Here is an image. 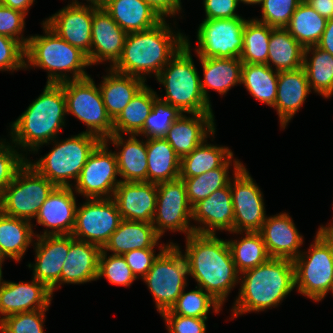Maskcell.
Here are the masks:
<instances>
[{
  "mask_svg": "<svg viewBox=\"0 0 333 333\" xmlns=\"http://www.w3.org/2000/svg\"><path fill=\"white\" fill-rule=\"evenodd\" d=\"M185 239V252L182 253L187 261L189 276L224 306L240 279L227 239L199 233L190 234Z\"/></svg>",
  "mask_w": 333,
  "mask_h": 333,
  "instance_id": "obj_1",
  "label": "cell"
},
{
  "mask_svg": "<svg viewBox=\"0 0 333 333\" xmlns=\"http://www.w3.org/2000/svg\"><path fill=\"white\" fill-rule=\"evenodd\" d=\"M66 97L62 84L46 83L43 92L10 124V141L27 157L61 134L66 124ZM26 152V154L24 153Z\"/></svg>",
  "mask_w": 333,
  "mask_h": 333,
  "instance_id": "obj_2",
  "label": "cell"
},
{
  "mask_svg": "<svg viewBox=\"0 0 333 333\" xmlns=\"http://www.w3.org/2000/svg\"><path fill=\"white\" fill-rule=\"evenodd\" d=\"M166 19L156 26L128 33L122 56L112 67L115 72L139 77L145 82L148 75L155 78L185 44L186 34L175 31Z\"/></svg>",
  "mask_w": 333,
  "mask_h": 333,
  "instance_id": "obj_3",
  "label": "cell"
},
{
  "mask_svg": "<svg viewBox=\"0 0 333 333\" xmlns=\"http://www.w3.org/2000/svg\"><path fill=\"white\" fill-rule=\"evenodd\" d=\"M240 289L232 306L231 319L249 312L276 308L295 288L292 259L270 258L240 274Z\"/></svg>",
  "mask_w": 333,
  "mask_h": 333,
  "instance_id": "obj_4",
  "label": "cell"
},
{
  "mask_svg": "<svg viewBox=\"0 0 333 333\" xmlns=\"http://www.w3.org/2000/svg\"><path fill=\"white\" fill-rule=\"evenodd\" d=\"M41 25L44 35L29 36L25 47V70L33 67L46 70V83L53 84L89 77L85 69L91 67L87 55L63 40L44 22Z\"/></svg>",
  "mask_w": 333,
  "mask_h": 333,
  "instance_id": "obj_5",
  "label": "cell"
},
{
  "mask_svg": "<svg viewBox=\"0 0 333 333\" xmlns=\"http://www.w3.org/2000/svg\"><path fill=\"white\" fill-rule=\"evenodd\" d=\"M191 54L190 40L185 36V44L155 79L165 87V96L161 94L158 98L178 108L183 114L213 113L212 105L202 93L201 77Z\"/></svg>",
  "mask_w": 333,
  "mask_h": 333,
  "instance_id": "obj_6",
  "label": "cell"
},
{
  "mask_svg": "<svg viewBox=\"0 0 333 333\" xmlns=\"http://www.w3.org/2000/svg\"><path fill=\"white\" fill-rule=\"evenodd\" d=\"M101 142L100 138L86 132L60 141L57 137L49 142L53 145L50 152L34 162L27 158V163L56 187H72L71 181L76 182L89 156Z\"/></svg>",
  "mask_w": 333,
  "mask_h": 333,
  "instance_id": "obj_7",
  "label": "cell"
},
{
  "mask_svg": "<svg viewBox=\"0 0 333 333\" xmlns=\"http://www.w3.org/2000/svg\"><path fill=\"white\" fill-rule=\"evenodd\" d=\"M187 261L178 244H170L154 261L142 278L146 283L160 315L176 303L188 286Z\"/></svg>",
  "mask_w": 333,
  "mask_h": 333,
  "instance_id": "obj_8",
  "label": "cell"
},
{
  "mask_svg": "<svg viewBox=\"0 0 333 333\" xmlns=\"http://www.w3.org/2000/svg\"><path fill=\"white\" fill-rule=\"evenodd\" d=\"M295 287L298 293L322 301L333 284V252L329 243L316 231L308 251L294 260Z\"/></svg>",
  "mask_w": 333,
  "mask_h": 333,
  "instance_id": "obj_9",
  "label": "cell"
},
{
  "mask_svg": "<svg viewBox=\"0 0 333 333\" xmlns=\"http://www.w3.org/2000/svg\"><path fill=\"white\" fill-rule=\"evenodd\" d=\"M55 188L26 161L1 194V212L31 222Z\"/></svg>",
  "mask_w": 333,
  "mask_h": 333,
  "instance_id": "obj_10",
  "label": "cell"
},
{
  "mask_svg": "<svg viewBox=\"0 0 333 333\" xmlns=\"http://www.w3.org/2000/svg\"><path fill=\"white\" fill-rule=\"evenodd\" d=\"M66 97L67 115L86 124V133L105 141L113 135V121L108 116L99 90L91 75L61 83Z\"/></svg>",
  "mask_w": 333,
  "mask_h": 333,
  "instance_id": "obj_11",
  "label": "cell"
},
{
  "mask_svg": "<svg viewBox=\"0 0 333 333\" xmlns=\"http://www.w3.org/2000/svg\"><path fill=\"white\" fill-rule=\"evenodd\" d=\"M232 171L230 187L234 221L233 232L230 233L259 232L267 216L263 193L245 165Z\"/></svg>",
  "mask_w": 333,
  "mask_h": 333,
  "instance_id": "obj_12",
  "label": "cell"
},
{
  "mask_svg": "<svg viewBox=\"0 0 333 333\" xmlns=\"http://www.w3.org/2000/svg\"><path fill=\"white\" fill-rule=\"evenodd\" d=\"M247 19L203 20L197 29L198 58H239L243 49V29Z\"/></svg>",
  "mask_w": 333,
  "mask_h": 333,
  "instance_id": "obj_13",
  "label": "cell"
},
{
  "mask_svg": "<svg viewBox=\"0 0 333 333\" xmlns=\"http://www.w3.org/2000/svg\"><path fill=\"white\" fill-rule=\"evenodd\" d=\"M115 151L102 141L91 153L74 184L76 194L86 199L112 198L121 180ZM75 187V188H74Z\"/></svg>",
  "mask_w": 333,
  "mask_h": 333,
  "instance_id": "obj_14",
  "label": "cell"
},
{
  "mask_svg": "<svg viewBox=\"0 0 333 333\" xmlns=\"http://www.w3.org/2000/svg\"><path fill=\"white\" fill-rule=\"evenodd\" d=\"M122 220L112 198L86 199L85 203L76 208L75 226L71 235L102 249Z\"/></svg>",
  "mask_w": 333,
  "mask_h": 333,
  "instance_id": "obj_15",
  "label": "cell"
},
{
  "mask_svg": "<svg viewBox=\"0 0 333 333\" xmlns=\"http://www.w3.org/2000/svg\"><path fill=\"white\" fill-rule=\"evenodd\" d=\"M192 206L187 199L186 187L179 178L157 184V203L152 225L161 237L168 230L182 232L185 237L194 233Z\"/></svg>",
  "mask_w": 333,
  "mask_h": 333,
  "instance_id": "obj_16",
  "label": "cell"
},
{
  "mask_svg": "<svg viewBox=\"0 0 333 333\" xmlns=\"http://www.w3.org/2000/svg\"><path fill=\"white\" fill-rule=\"evenodd\" d=\"M35 263H28L33 278L45 284L54 294L61 287V272L69 252V235L36 236ZM36 241V242H35Z\"/></svg>",
  "mask_w": 333,
  "mask_h": 333,
  "instance_id": "obj_17",
  "label": "cell"
},
{
  "mask_svg": "<svg viewBox=\"0 0 333 333\" xmlns=\"http://www.w3.org/2000/svg\"><path fill=\"white\" fill-rule=\"evenodd\" d=\"M93 15V5L68 3L43 22L63 40L88 56L92 40Z\"/></svg>",
  "mask_w": 333,
  "mask_h": 333,
  "instance_id": "obj_18",
  "label": "cell"
},
{
  "mask_svg": "<svg viewBox=\"0 0 333 333\" xmlns=\"http://www.w3.org/2000/svg\"><path fill=\"white\" fill-rule=\"evenodd\" d=\"M127 34L102 7L94 6L91 48L87 56L90 65L109 61L112 68L122 56Z\"/></svg>",
  "mask_w": 333,
  "mask_h": 333,
  "instance_id": "obj_19",
  "label": "cell"
},
{
  "mask_svg": "<svg viewBox=\"0 0 333 333\" xmlns=\"http://www.w3.org/2000/svg\"><path fill=\"white\" fill-rule=\"evenodd\" d=\"M52 291L37 279L29 282L1 280L0 321L17 313L47 309L53 299Z\"/></svg>",
  "mask_w": 333,
  "mask_h": 333,
  "instance_id": "obj_20",
  "label": "cell"
},
{
  "mask_svg": "<svg viewBox=\"0 0 333 333\" xmlns=\"http://www.w3.org/2000/svg\"><path fill=\"white\" fill-rule=\"evenodd\" d=\"M77 205L72 187H56L35 218L37 224L46 229L35 236L71 235L75 226Z\"/></svg>",
  "mask_w": 333,
  "mask_h": 333,
  "instance_id": "obj_21",
  "label": "cell"
},
{
  "mask_svg": "<svg viewBox=\"0 0 333 333\" xmlns=\"http://www.w3.org/2000/svg\"><path fill=\"white\" fill-rule=\"evenodd\" d=\"M192 220L198 224L193 225L194 233L216 235V231L233 232L234 208L230 184L194 204Z\"/></svg>",
  "mask_w": 333,
  "mask_h": 333,
  "instance_id": "obj_22",
  "label": "cell"
},
{
  "mask_svg": "<svg viewBox=\"0 0 333 333\" xmlns=\"http://www.w3.org/2000/svg\"><path fill=\"white\" fill-rule=\"evenodd\" d=\"M188 115V116H187ZM175 120L164 139L182 159L216 132L213 113H190Z\"/></svg>",
  "mask_w": 333,
  "mask_h": 333,
  "instance_id": "obj_23",
  "label": "cell"
},
{
  "mask_svg": "<svg viewBox=\"0 0 333 333\" xmlns=\"http://www.w3.org/2000/svg\"><path fill=\"white\" fill-rule=\"evenodd\" d=\"M112 199L123 220L152 223L157 203V184L120 182Z\"/></svg>",
  "mask_w": 333,
  "mask_h": 333,
  "instance_id": "obj_24",
  "label": "cell"
},
{
  "mask_svg": "<svg viewBox=\"0 0 333 333\" xmlns=\"http://www.w3.org/2000/svg\"><path fill=\"white\" fill-rule=\"evenodd\" d=\"M259 232L271 258L294 260L302 252L303 236L286 212L266 216Z\"/></svg>",
  "mask_w": 333,
  "mask_h": 333,
  "instance_id": "obj_25",
  "label": "cell"
},
{
  "mask_svg": "<svg viewBox=\"0 0 333 333\" xmlns=\"http://www.w3.org/2000/svg\"><path fill=\"white\" fill-rule=\"evenodd\" d=\"M311 89L303 67L292 71L278 72L277 95L275 105L280 127L288 126L293 116L300 110Z\"/></svg>",
  "mask_w": 333,
  "mask_h": 333,
  "instance_id": "obj_26",
  "label": "cell"
},
{
  "mask_svg": "<svg viewBox=\"0 0 333 333\" xmlns=\"http://www.w3.org/2000/svg\"><path fill=\"white\" fill-rule=\"evenodd\" d=\"M161 238L152 223L122 220L102 250L112 252V255H123L131 250L155 249L156 246L159 250H165L170 244H174H159Z\"/></svg>",
  "mask_w": 333,
  "mask_h": 333,
  "instance_id": "obj_27",
  "label": "cell"
},
{
  "mask_svg": "<svg viewBox=\"0 0 333 333\" xmlns=\"http://www.w3.org/2000/svg\"><path fill=\"white\" fill-rule=\"evenodd\" d=\"M101 248L69 235V252L61 272V284H84L96 281Z\"/></svg>",
  "mask_w": 333,
  "mask_h": 333,
  "instance_id": "obj_28",
  "label": "cell"
},
{
  "mask_svg": "<svg viewBox=\"0 0 333 333\" xmlns=\"http://www.w3.org/2000/svg\"><path fill=\"white\" fill-rule=\"evenodd\" d=\"M136 137L128 135V140H125L124 135L113 134L105 140L107 144L112 143L117 150L120 149L115 154L121 182H147L146 140Z\"/></svg>",
  "mask_w": 333,
  "mask_h": 333,
  "instance_id": "obj_29",
  "label": "cell"
},
{
  "mask_svg": "<svg viewBox=\"0 0 333 333\" xmlns=\"http://www.w3.org/2000/svg\"><path fill=\"white\" fill-rule=\"evenodd\" d=\"M102 8L127 33L150 29L163 20L144 0H106Z\"/></svg>",
  "mask_w": 333,
  "mask_h": 333,
  "instance_id": "obj_30",
  "label": "cell"
},
{
  "mask_svg": "<svg viewBox=\"0 0 333 333\" xmlns=\"http://www.w3.org/2000/svg\"><path fill=\"white\" fill-rule=\"evenodd\" d=\"M99 86L108 116L114 121L137 92L146 84L139 77L125 75L108 68Z\"/></svg>",
  "mask_w": 333,
  "mask_h": 333,
  "instance_id": "obj_31",
  "label": "cell"
},
{
  "mask_svg": "<svg viewBox=\"0 0 333 333\" xmlns=\"http://www.w3.org/2000/svg\"><path fill=\"white\" fill-rule=\"evenodd\" d=\"M203 68V79L200 78L202 93L211 104L209 89L219 95L227 92L236 85H241L242 66L240 58H198Z\"/></svg>",
  "mask_w": 333,
  "mask_h": 333,
  "instance_id": "obj_32",
  "label": "cell"
},
{
  "mask_svg": "<svg viewBox=\"0 0 333 333\" xmlns=\"http://www.w3.org/2000/svg\"><path fill=\"white\" fill-rule=\"evenodd\" d=\"M34 224L10 217L0 212V259L10 258L20 262L30 245L34 243Z\"/></svg>",
  "mask_w": 333,
  "mask_h": 333,
  "instance_id": "obj_33",
  "label": "cell"
},
{
  "mask_svg": "<svg viewBox=\"0 0 333 333\" xmlns=\"http://www.w3.org/2000/svg\"><path fill=\"white\" fill-rule=\"evenodd\" d=\"M147 182L159 184L180 178L181 159L164 138H148Z\"/></svg>",
  "mask_w": 333,
  "mask_h": 333,
  "instance_id": "obj_34",
  "label": "cell"
},
{
  "mask_svg": "<svg viewBox=\"0 0 333 333\" xmlns=\"http://www.w3.org/2000/svg\"><path fill=\"white\" fill-rule=\"evenodd\" d=\"M305 48L285 29L274 28L269 39L267 65L277 72L303 67ZM273 66V67H272Z\"/></svg>",
  "mask_w": 333,
  "mask_h": 333,
  "instance_id": "obj_35",
  "label": "cell"
},
{
  "mask_svg": "<svg viewBox=\"0 0 333 333\" xmlns=\"http://www.w3.org/2000/svg\"><path fill=\"white\" fill-rule=\"evenodd\" d=\"M158 96L157 92L145 84L113 121V134L137 135Z\"/></svg>",
  "mask_w": 333,
  "mask_h": 333,
  "instance_id": "obj_36",
  "label": "cell"
},
{
  "mask_svg": "<svg viewBox=\"0 0 333 333\" xmlns=\"http://www.w3.org/2000/svg\"><path fill=\"white\" fill-rule=\"evenodd\" d=\"M311 53V54H310ZM312 55V56H309ZM303 68L307 75L310 89L329 98L333 95V55L317 45L304 50Z\"/></svg>",
  "mask_w": 333,
  "mask_h": 333,
  "instance_id": "obj_37",
  "label": "cell"
},
{
  "mask_svg": "<svg viewBox=\"0 0 333 333\" xmlns=\"http://www.w3.org/2000/svg\"><path fill=\"white\" fill-rule=\"evenodd\" d=\"M232 165L234 168H242L244 166L239 159H234L233 154L221 167L195 177L180 178L185 184L189 204L193 206L216 190L229 185L233 178V176H229V169Z\"/></svg>",
  "mask_w": 333,
  "mask_h": 333,
  "instance_id": "obj_38",
  "label": "cell"
},
{
  "mask_svg": "<svg viewBox=\"0 0 333 333\" xmlns=\"http://www.w3.org/2000/svg\"><path fill=\"white\" fill-rule=\"evenodd\" d=\"M207 141L181 159L180 178L195 177L221 167L234 154L227 146L208 144Z\"/></svg>",
  "mask_w": 333,
  "mask_h": 333,
  "instance_id": "obj_39",
  "label": "cell"
},
{
  "mask_svg": "<svg viewBox=\"0 0 333 333\" xmlns=\"http://www.w3.org/2000/svg\"><path fill=\"white\" fill-rule=\"evenodd\" d=\"M278 72L267 64H248L242 66L241 85L261 103L273 107L277 95Z\"/></svg>",
  "mask_w": 333,
  "mask_h": 333,
  "instance_id": "obj_40",
  "label": "cell"
},
{
  "mask_svg": "<svg viewBox=\"0 0 333 333\" xmlns=\"http://www.w3.org/2000/svg\"><path fill=\"white\" fill-rule=\"evenodd\" d=\"M327 19L305 0L294 11L285 29L304 47L315 46L326 28Z\"/></svg>",
  "mask_w": 333,
  "mask_h": 333,
  "instance_id": "obj_41",
  "label": "cell"
},
{
  "mask_svg": "<svg viewBox=\"0 0 333 333\" xmlns=\"http://www.w3.org/2000/svg\"><path fill=\"white\" fill-rule=\"evenodd\" d=\"M237 271L255 268L271 257L260 232H244L240 239L227 240Z\"/></svg>",
  "mask_w": 333,
  "mask_h": 333,
  "instance_id": "obj_42",
  "label": "cell"
},
{
  "mask_svg": "<svg viewBox=\"0 0 333 333\" xmlns=\"http://www.w3.org/2000/svg\"><path fill=\"white\" fill-rule=\"evenodd\" d=\"M273 27L252 18L243 29V49L240 59L243 64H267L269 39Z\"/></svg>",
  "mask_w": 333,
  "mask_h": 333,
  "instance_id": "obj_43",
  "label": "cell"
},
{
  "mask_svg": "<svg viewBox=\"0 0 333 333\" xmlns=\"http://www.w3.org/2000/svg\"><path fill=\"white\" fill-rule=\"evenodd\" d=\"M195 288V290L187 292L184 289L171 309L164 311L162 314L208 318L211 308L215 314H218L222 310V305L209 293L205 292L199 286Z\"/></svg>",
  "mask_w": 333,
  "mask_h": 333,
  "instance_id": "obj_44",
  "label": "cell"
},
{
  "mask_svg": "<svg viewBox=\"0 0 333 333\" xmlns=\"http://www.w3.org/2000/svg\"><path fill=\"white\" fill-rule=\"evenodd\" d=\"M181 115L183 113L178 108L157 98L154 101L152 111L137 136H144L146 139L164 138L172 123Z\"/></svg>",
  "mask_w": 333,
  "mask_h": 333,
  "instance_id": "obj_45",
  "label": "cell"
},
{
  "mask_svg": "<svg viewBox=\"0 0 333 333\" xmlns=\"http://www.w3.org/2000/svg\"><path fill=\"white\" fill-rule=\"evenodd\" d=\"M101 249L97 280L105 277L110 284L130 287L137 279L122 255H108Z\"/></svg>",
  "mask_w": 333,
  "mask_h": 333,
  "instance_id": "obj_46",
  "label": "cell"
},
{
  "mask_svg": "<svg viewBox=\"0 0 333 333\" xmlns=\"http://www.w3.org/2000/svg\"><path fill=\"white\" fill-rule=\"evenodd\" d=\"M47 309L9 315L0 321V333H45Z\"/></svg>",
  "mask_w": 333,
  "mask_h": 333,
  "instance_id": "obj_47",
  "label": "cell"
},
{
  "mask_svg": "<svg viewBox=\"0 0 333 333\" xmlns=\"http://www.w3.org/2000/svg\"><path fill=\"white\" fill-rule=\"evenodd\" d=\"M303 0H260L261 18H254L273 28H285Z\"/></svg>",
  "mask_w": 333,
  "mask_h": 333,
  "instance_id": "obj_48",
  "label": "cell"
},
{
  "mask_svg": "<svg viewBox=\"0 0 333 333\" xmlns=\"http://www.w3.org/2000/svg\"><path fill=\"white\" fill-rule=\"evenodd\" d=\"M18 150L11 141L0 139V194L27 161V157Z\"/></svg>",
  "mask_w": 333,
  "mask_h": 333,
  "instance_id": "obj_49",
  "label": "cell"
},
{
  "mask_svg": "<svg viewBox=\"0 0 333 333\" xmlns=\"http://www.w3.org/2000/svg\"><path fill=\"white\" fill-rule=\"evenodd\" d=\"M26 14L0 4V35L18 40L26 47L29 37L23 36Z\"/></svg>",
  "mask_w": 333,
  "mask_h": 333,
  "instance_id": "obj_50",
  "label": "cell"
},
{
  "mask_svg": "<svg viewBox=\"0 0 333 333\" xmlns=\"http://www.w3.org/2000/svg\"><path fill=\"white\" fill-rule=\"evenodd\" d=\"M25 69V47L13 38L0 35V71Z\"/></svg>",
  "mask_w": 333,
  "mask_h": 333,
  "instance_id": "obj_51",
  "label": "cell"
},
{
  "mask_svg": "<svg viewBox=\"0 0 333 333\" xmlns=\"http://www.w3.org/2000/svg\"><path fill=\"white\" fill-rule=\"evenodd\" d=\"M168 333H206L208 318H196L177 314H161Z\"/></svg>",
  "mask_w": 333,
  "mask_h": 333,
  "instance_id": "obj_52",
  "label": "cell"
},
{
  "mask_svg": "<svg viewBox=\"0 0 333 333\" xmlns=\"http://www.w3.org/2000/svg\"><path fill=\"white\" fill-rule=\"evenodd\" d=\"M164 250L155 254V249H137L123 254L125 261L135 277L142 279L152 267L154 261Z\"/></svg>",
  "mask_w": 333,
  "mask_h": 333,
  "instance_id": "obj_53",
  "label": "cell"
},
{
  "mask_svg": "<svg viewBox=\"0 0 333 333\" xmlns=\"http://www.w3.org/2000/svg\"><path fill=\"white\" fill-rule=\"evenodd\" d=\"M203 5L204 20L242 17L236 12L239 0H203Z\"/></svg>",
  "mask_w": 333,
  "mask_h": 333,
  "instance_id": "obj_54",
  "label": "cell"
},
{
  "mask_svg": "<svg viewBox=\"0 0 333 333\" xmlns=\"http://www.w3.org/2000/svg\"><path fill=\"white\" fill-rule=\"evenodd\" d=\"M163 19L180 15L182 13V2L180 0H144Z\"/></svg>",
  "mask_w": 333,
  "mask_h": 333,
  "instance_id": "obj_55",
  "label": "cell"
},
{
  "mask_svg": "<svg viewBox=\"0 0 333 333\" xmlns=\"http://www.w3.org/2000/svg\"><path fill=\"white\" fill-rule=\"evenodd\" d=\"M318 14L328 19L333 18V0H305Z\"/></svg>",
  "mask_w": 333,
  "mask_h": 333,
  "instance_id": "obj_56",
  "label": "cell"
},
{
  "mask_svg": "<svg viewBox=\"0 0 333 333\" xmlns=\"http://www.w3.org/2000/svg\"><path fill=\"white\" fill-rule=\"evenodd\" d=\"M317 46L333 55V18L327 20L326 28Z\"/></svg>",
  "mask_w": 333,
  "mask_h": 333,
  "instance_id": "obj_57",
  "label": "cell"
},
{
  "mask_svg": "<svg viewBox=\"0 0 333 333\" xmlns=\"http://www.w3.org/2000/svg\"><path fill=\"white\" fill-rule=\"evenodd\" d=\"M35 0H0V4L6 7L18 10L24 14H28L30 7L33 5Z\"/></svg>",
  "mask_w": 333,
  "mask_h": 333,
  "instance_id": "obj_58",
  "label": "cell"
},
{
  "mask_svg": "<svg viewBox=\"0 0 333 333\" xmlns=\"http://www.w3.org/2000/svg\"><path fill=\"white\" fill-rule=\"evenodd\" d=\"M317 232L329 243L333 252V227L321 225Z\"/></svg>",
  "mask_w": 333,
  "mask_h": 333,
  "instance_id": "obj_59",
  "label": "cell"
},
{
  "mask_svg": "<svg viewBox=\"0 0 333 333\" xmlns=\"http://www.w3.org/2000/svg\"><path fill=\"white\" fill-rule=\"evenodd\" d=\"M86 2L88 5L102 7L106 2V0H86ZM70 4H86V3L79 2L78 0H72Z\"/></svg>",
  "mask_w": 333,
  "mask_h": 333,
  "instance_id": "obj_60",
  "label": "cell"
},
{
  "mask_svg": "<svg viewBox=\"0 0 333 333\" xmlns=\"http://www.w3.org/2000/svg\"><path fill=\"white\" fill-rule=\"evenodd\" d=\"M260 2V0H239V3H243V4H250V5H257Z\"/></svg>",
  "mask_w": 333,
  "mask_h": 333,
  "instance_id": "obj_61",
  "label": "cell"
},
{
  "mask_svg": "<svg viewBox=\"0 0 333 333\" xmlns=\"http://www.w3.org/2000/svg\"><path fill=\"white\" fill-rule=\"evenodd\" d=\"M2 264H3V261L0 259V282L2 280V277H3V273H2Z\"/></svg>",
  "mask_w": 333,
  "mask_h": 333,
  "instance_id": "obj_62",
  "label": "cell"
},
{
  "mask_svg": "<svg viewBox=\"0 0 333 333\" xmlns=\"http://www.w3.org/2000/svg\"><path fill=\"white\" fill-rule=\"evenodd\" d=\"M333 206V205H332ZM333 218V217H332ZM326 226H332L333 227V220L332 222L328 223Z\"/></svg>",
  "mask_w": 333,
  "mask_h": 333,
  "instance_id": "obj_63",
  "label": "cell"
},
{
  "mask_svg": "<svg viewBox=\"0 0 333 333\" xmlns=\"http://www.w3.org/2000/svg\"><path fill=\"white\" fill-rule=\"evenodd\" d=\"M329 292L333 295V284Z\"/></svg>",
  "mask_w": 333,
  "mask_h": 333,
  "instance_id": "obj_64",
  "label": "cell"
},
{
  "mask_svg": "<svg viewBox=\"0 0 333 333\" xmlns=\"http://www.w3.org/2000/svg\"><path fill=\"white\" fill-rule=\"evenodd\" d=\"M0 212H1V194H0Z\"/></svg>",
  "mask_w": 333,
  "mask_h": 333,
  "instance_id": "obj_65",
  "label": "cell"
}]
</instances>
